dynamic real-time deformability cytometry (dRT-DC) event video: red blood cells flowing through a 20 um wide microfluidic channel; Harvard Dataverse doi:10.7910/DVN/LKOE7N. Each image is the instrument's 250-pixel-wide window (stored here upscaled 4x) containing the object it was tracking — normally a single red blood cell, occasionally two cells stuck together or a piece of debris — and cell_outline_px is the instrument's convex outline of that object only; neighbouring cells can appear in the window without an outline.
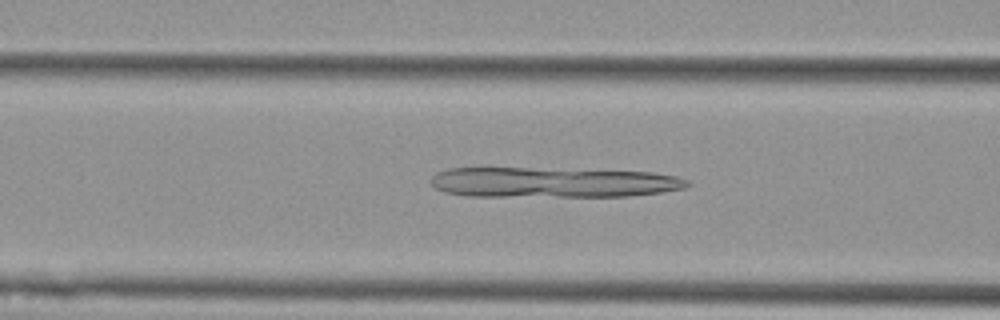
{"species": "Egyptian fruit bat (a non-hibernating species)", "species_latin": "Rousettus aegyptiacus", "temperature_condition": "cold", "stored_images_in_passage": 56, "camera_frame_rate_fps": 3000, "um_per_image_px": 0.085, "animal": {"sex": "female"}, "frame": {"image": 1, "passage_image": 22, "time_ms": 7.0, "image_size_px": [1000, 320], "cell_outline_px": [[692, 184], [684, 188], [660, 192], [628, 196], [468, 196], [444, 192], [436, 188], [432, 184], [432, 176], [436, 172], [448, 168], [528, 168], [652, 172], [676, 176], [688, 180]], "centroid_in_image_um": [46.98, 15.5], "position_along_channel_um": 119.6, "area_um2": 45.08}}
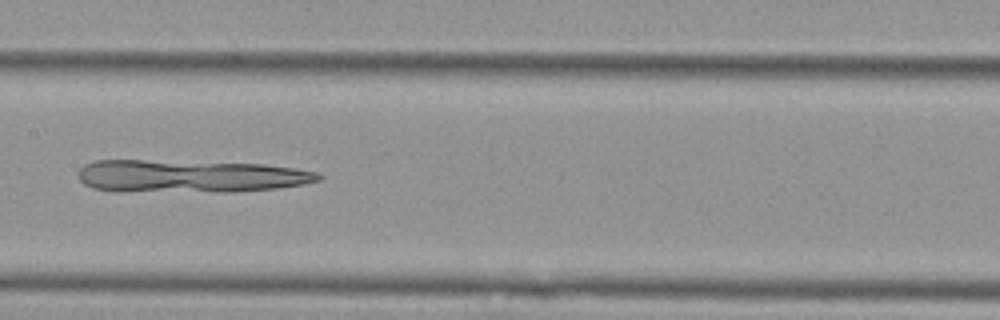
{"frame": {"image": 2, "passage_image": 28, "time_ms": 9.0, "image_size_px": [1000, 320], "cell_outline_px": [[324, 176], [320, 180], [304, 184], [280, 188], [236, 192], [220, 192], [92, 188], [84, 184], [80, 180], [80, 168], [84, 164], [96, 160], [144, 160], [264, 164], [296, 168], [316, 172]], "centroid_in_image_um": [16.29, 14.96], "position_along_channel_um": 191.1, "area_um2": 44.97}}
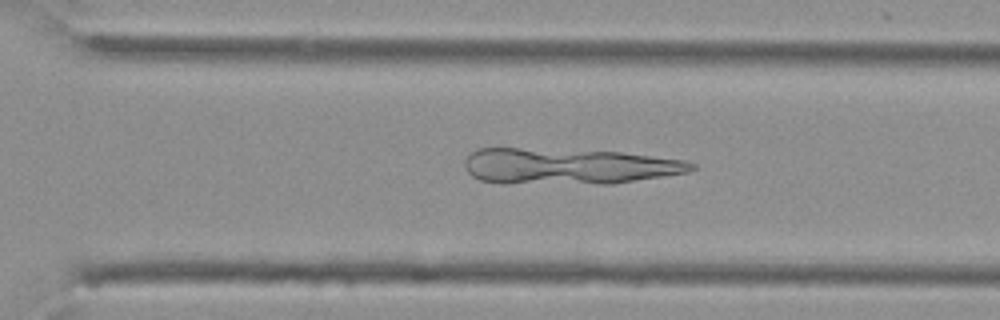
{"frame": {"image": 3, "passage_image": 39, "time_ms": 12.667, "image_size_px": [1000, 320], "cell_outline_px": [[696, 168], [688, 172], [612, 184], [500, 184], [480, 180], [472, 176], [468, 172], [464, 164], [464, 160], [476, 148], [520, 148], [620, 152], [684, 160], [696, 164]], "centroid_in_image_um": [48.26, 14.15], "position_along_channel_um": 322.3, "area_um2": 47.97}}